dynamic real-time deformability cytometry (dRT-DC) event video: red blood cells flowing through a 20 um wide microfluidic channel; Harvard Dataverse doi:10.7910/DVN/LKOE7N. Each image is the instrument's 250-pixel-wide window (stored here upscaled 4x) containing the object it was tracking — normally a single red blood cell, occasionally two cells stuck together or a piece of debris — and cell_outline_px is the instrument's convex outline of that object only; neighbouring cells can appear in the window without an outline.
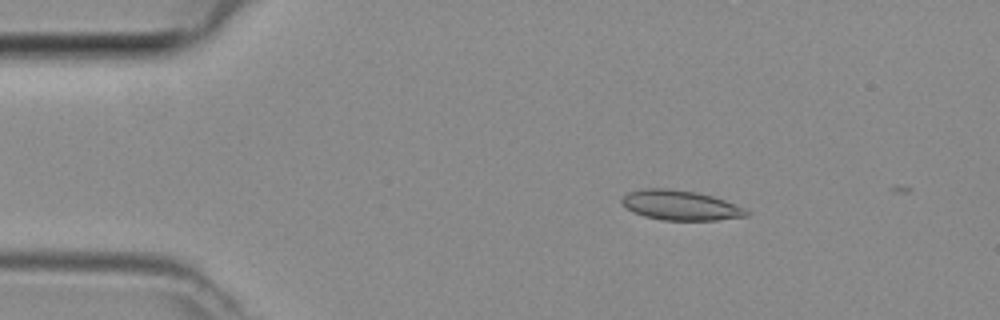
{"species": "common noctule bat (a hibernating species)", "species_latin": "Nyctalus noctula", "temperature_condition": "room temperature", "stored_images_in_passage": 4, "camera_frame_rate_fps": 3000, "um_per_image_px": 0.085, "animal": {"sex": "female", "body_mass_g": 29.2, "forearm_length_mm": 56.3}, "frame": {"image": 1, "passage_image": 3, "time_ms": 0.667, "image_size_px": [1000, 320], "cell_outline_px": [[748, 216], [716, 220], [664, 220], [644, 216], [632, 212], [620, 204], [620, 200], [628, 192], [644, 188], [668, 188], [696, 192], [712, 196], [724, 200], [744, 208], [748, 212]], "centroid_in_image_um": [57.78, 17.44], "position_along_channel_um": 27.2, "area_um2": 21.68}}